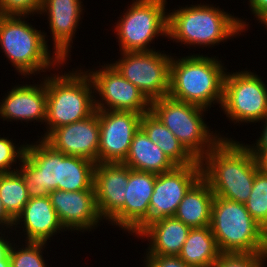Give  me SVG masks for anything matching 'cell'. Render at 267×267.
Returning <instances> with one entry per match:
<instances>
[{
  "label": "cell",
  "instance_id": "obj_26",
  "mask_svg": "<svg viewBox=\"0 0 267 267\" xmlns=\"http://www.w3.org/2000/svg\"><path fill=\"white\" fill-rule=\"evenodd\" d=\"M210 226L191 228L178 257L190 267H214L221 255Z\"/></svg>",
  "mask_w": 267,
  "mask_h": 267
},
{
  "label": "cell",
  "instance_id": "obj_29",
  "mask_svg": "<svg viewBox=\"0 0 267 267\" xmlns=\"http://www.w3.org/2000/svg\"><path fill=\"white\" fill-rule=\"evenodd\" d=\"M13 241L9 252L10 267H47L48 261L45 260L43 252L48 248L46 247L48 243L18 241L21 242L22 245H20L18 242L15 243L16 238Z\"/></svg>",
  "mask_w": 267,
  "mask_h": 267
},
{
  "label": "cell",
  "instance_id": "obj_23",
  "mask_svg": "<svg viewBox=\"0 0 267 267\" xmlns=\"http://www.w3.org/2000/svg\"><path fill=\"white\" fill-rule=\"evenodd\" d=\"M214 196L209 184L201 177L185 194L174 217L190 228L210 226Z\"/></svg>",
  "mask_w": 267,
  "mask_h": 267
},
{
  "label": "cell",
  "instance_id": "obj_24",
  "mask_svg": "<svg viewBox=\"0 0 267 267\" xmlns=\"http://www.w3.org/2000/svg\"><path fill=\"white\" fill-rule=\"evenodd\" d=\"M122 164L133 170L156 174L170 171L176 167L141 128L135 133L127 157Z\"/></svg>",
  "mask_w": 267,
  "mask_h": 267
},
{
  "label": "cell",
  "instance_id": "obj_37",
  "mask_svg": "<svg viewBox=\"0 0 267 267\" xmlns=\"http://www.w3.org/2000/svg\"><path fill=\"white\" fill-rule=\"evenodd\" d=\"M261 133L260 137L255 140L252 144H247L250 150H267V116L261 121Z\"/></svg>",
  "mask_w": 267,
  "mask_h": 267
},
{
  "label": "cell",
  "instance_id": "obj_1",
  "mask_svg": "<svg viewBox=\"0 0 267 267\" xmlns=\"http://www.w3.org/2000/svg\"><path fill=\"white\" fill-rule=\"evenodd\" d=\"M205 3V4H204ZM200 4L178 6L168 11L167 38L181 45L190 47L210 48L227 42L233 37L242 35L249 30L247 18L243 20L229 12L221 10L219 5ZM217 6V7H216ZM181 7V8H180ZM172 11V12H171ZM246 21V22H245ZM247 29V30H246ZM191 45V46H190Z\"/></svg>",
  "mask_w": 267,
  "mask_h": 267
},
{
  "label": "cell",
  "instance_id": "obj_3",
  "mask_svg": "<svg viewBox=\"0 0 267 267\" xmlns=\"http://www.w3.org/2000/svg\"><path fill=\"white\" fill-rule=\"evenodd\" d=\"M27 18L29 16L0 15V48L8 62L15 67L14 70L19 76L21 74L23 78L32 79V75L42 76L41 72L65 67L68 63L51 52L49 35L35 28V25L33 27Z\"/></svg>",
  "mask_w": 267,
  "mask_h": 267
},
{
  "label": "cell",
  "instance_id": "obj_19",
  "mask_svg": "<svg viewBox=\"0 0 267 267\" xmlns=\"http://www.w3.org/2000/svg\"><path fill=\"white\" fill-rule=\"evenodd\" d=\"M28 82L12 86L0 99V119L9 122H26V124L46 121L47 91L44 75L42 81L27 84ZM40 83V84H38Z\"/></svg>",
  "mask_w": 267,
  "mask_h": 267
},
{
  "label": "cell",
  "instance_id": "obj_6",
  "mask_svg": "<svg viewBox=\"0 0 267 267\" xmlns=\"http://www.w3.org/2000/svg\"><path fill=\"white\" fill-rule=\"evenodd\" d=\"M150 110L175 135L184 148L198 161L228 136L211 131L206 124V108L165 96L151 101ZM217 132V133H216Z\"/></svg>",
  "mask_w": 267,
  "mask_h": 267
},
{
  "label": "cell",
  "instance_id": "obj_35",
  "mask_svg": "<svg viewBox=\"0 0 267 267\" xmlns=\"http://www.w3.org/2000/svg\"><path fill=\"white\" fill-rule=\"evenodd\" d=\"M2 231L3 230H0V267H10L9 252H10V248H11V246L13 244L12 240L15 237H12V239H11L6 234V230H4L3 232Z\"/></svg>",
  "mask_w": 267,
  "mask_h": 267
},
{
  "label": "cell",
  "instance_id": "obj_12",
  "mask_svg": "<svg viewBox=\"0 0 267 267\" xmlns=\"http://www.w3.org/2000/svg\"><path fill=\"white\" fill-rule=\"evenodd\" d=\"M27 143L18 171L21 173L29 198L47 197L58 190L59 152L44 139Z\"/></svg>",
  "mask_w": 267,
  "mask_h": 267
},
{
  "label": "cell",
  "instance_id": "obj_8",
  "mask_svg": "<svg viewBox=\"0 0 267 267\" xmlns=\"http://www.w3.org/2000/svg\"><path fill=\"white\" fill-rule=\"evenodd\" d=\"M117 22L114 33L120 52H148L156 37L167 38V0H132ZM167 8V9H166ZM120 18V20H119ZM154 40V41H153Z\"/></svg>",
  "mask_w": 267,
  "mask_h": 267
},
{
  "label": "cell",
  "instance_id": "obj_16",
  "mask_svg": "<svg viewBox=\"0 0 267 267\" xmlns=\"http://www.w3.org/2000/svg\"><path fill=\"white\" fill-rule=\"evenodd\" d=\"M49 198L68 232H92L101 226L100 222H104L97 210L94 189L73 192L54 190L49 193Z\"/></svg>",
  "mask_w": 267,
  "mask_h": 267
},
{
  "label": "cell",
  "instance_id": "obj_2",
  "mask_svg": "<svg viewBox=\"0 0 267 267\" xmlns=\"http://www.w3.org/2000/svg\"><path fill=\"white\" fill-rule=\"evenodd\" d=\"M233 138L221 139L200 161L202 178L215 196L245 204L256 172V159L247 143Z\"/></svg>",
  "mask_w": 267,
  "mask_h": 267
},
{
  "label": "cell",
  "instance_id": "obj_27",
  "mask_svg": "<svg viewBox=\"0 0 267 267\" xmlns=\"http://www.w3.org/2000/svg\"><path fill=\"white\" fill-rule=\"evenodd\" d=\"M95 162L59 152L58 190L81 191L94 189Z\"/></svg>",
  "mask_w": 267,
  "mask_h": 267
},
{
  "label": "cell",
  "instance_id": "obj_22",
  "mask_svg": "<svg viewBox=\"0 0 267 267\" xmlns=\"http://www.w3.org/2000/svg\"><path fill=\"white\" fill-rule=\"evenodd\" d=\"M190 229L174 216L165 217L147 224L135 237L149 242L145 256H178Z\"/></svg>",
  "mask_w": 267,
  "mask_h": 267
},
{
  "label": "cell",
  "instance_id": "obj_38",
  "mask_svg": "<svg viewBox=\"0 0 267 267\" xmlns=\"http://www.w3.org/2000/svg\"><path fill=\"white\" fill-rule=\"evenodd\" d=\"M14 219L6 212V209L0 199V230H7V234L14 233L12 232V228L14 226ZM9 232V233H8Z\"/></svg>",
  "mask_w": 267,
  "mask_h": 267
},
{
  "label": "cell",
  "instance_id": "obj_15",
  "mask_svg": "<svg viewBox=\"0 0 267 267\" xmlns=\"http://www.w3.org/2000/svg\"><path fill=\"white\" fill-rule=\"evenodd\" d=\"M156 176V173L129 168V179L124 194L125 203L107 221L108 224L118 226L119 230L135 237L148 224L149 203Z\"/></svg>",
  "mask_w": 267,
  "mask_h": 267
},
{
  "label": "cell",
  "instance_id": "obj_21",
  "mask_svg": "<svg viewBox=\"0 0 267 267\" xmlns=\"http://www.w3.org/2000/svg\"><path fill=\"white\" fill-rule=\"evenodd\" d=\"M129 167L122 163H96L93 186L100 217L107 221L124 205Z\"/></svg>",
  "mask_w": 267,
  "mask_h": 267
},
{
  "label": "cell",
  "instance_id": "obj_13",
  "mask_svg": "<svg viewBox=\"0 0 267 267\" xmlns=\"http://www.w3.org/2000/svg\"><path fill=\"white\" fill-rule=\"evenodd\" d=\"M202 177L200 161L157 174L149 203L148 224L173 217L189 189Z\"/></svg>",
  "mask_w": 267,
  "mask_h": 267
},
{
  "label": "cell",
  "instance_id": "obj_32",
  "mask_svg": "<svg viewBox=\"0 0 267 267\" xmlns=\"http://www.w3.org/2000/svg\"><path fill=\"white\" fill-rule=\"evenodd\" d=\"M264 253H222L214 267H265Z\"/></svg>",
  "mask_w": 267,
  "mask_h": 267
},
{
  "label": "cell",
  "instance_id": "obj_10",
  "mask_svg": "<svg viewBox=\"0 0 267 267\" xmlns=\"http://www.w3.org/2000/svg\"><path fill=\"white\" fill-rule=\"evenodd\" d=\"M110 64L129 82L139 88L151 102L169 95L172 54L154 50L120 52Z\"/></svg>",
  "mask_w": 267,
  "mask_h": 267
},
{
  "label": "cell",
  "instance_id": "obj_18",
  "mask_svg": "<svg viewBox=\"0 0 267 267\" xmlns=\"http://www.w3.org/2000/svg\"><path fill=\"white\" fill-rule=\"evenodd\" d=\"M99 138V115L95 110L83 120L54 129L44 140L65 155L98 163Z\"/></svg>",
  "mask_w": 267,
  "mask_h": 267
},
{
  "label": "cell",
  "instance_id": "obj_20",
  "mask_svg": "<svg viewBox=\"0 0 267 267\" xmlns=\"http://www.w3.org/2000/svg\"><path fill=\"white\" fill-rule=\"evenodd\" d=\"M16 228H22V232ZM12 230L16 231L15 237L19 235L17 240L20 233L24 232L21 237L25 239L20 241L43 243L51 242L54 235L67 231L59 220L49 196L30 198L21 214L15 219Z\"/></svg>",
  "mask_w": 267,
  "mask_h": 267
},
{
  "label": "cell",
  "instance_id": "obj_28",
  "mask_svg": "<svg viewBox=\"0 0 267 267\" xmlns=\"http://www.w3.org/2000/svg\"><path fill=\"white\" fill-rule=\"evenodd\" d=\"M0 199L6 212L15 220L29 201L24 179L16 170L0 174Z\"/></svg>",
  "mask_w": 267,
  "mask_h": 267
},
{
  "label": "cell",
  "instance_id": "obj_40",
  "mask_svg": "<svg viewBox=\"0 0 267 267\" xmlns=\"http://www.w3.org/2000/svg\"><path fill=\"white\" fill-rule=\"evenodd\" d=\"M264 255L267 259V229L265 230V249H264Z\"/></svg>",
  "mask_w": 267,
  "mask_h": 267
},
{
  "label": "cell",
  "instance_id": "obj_41",
  "mask_svg": "<svg viewBox=\"0 0 267 267\" xmlns=\"http://www.w3.org/2000/svg\"><path fill=\"white\" fill-rule=\"evenodd\" d=\"M258 23L263 24V27L267 29V15Z\"/></svg>",
  "mask_w": 267,
  "mask_h": 267
},
{
  "label": "cell",
  "instance_id": "obj_36",
  "mask_svg": "<svg viewBox=\"0 0 267 267\" xmlns=\"http://www.w3.org/2000/svg\"><path fill=\"white\" fill-rule=\"evenodd\" d=\"M247 4H249V9L257 22H260L267 15V0H249Z\"/></svg>",
  "mask_w": 267,
  "mask_h": 267
},
{
  "label": "cell",
  "instance_id": "obj_11",
  "mask_svg": "<svg viewBox=\"0 0 267 267\" xmlns=\"http://www.w3.org/2000/svg\"><path fill=\"white\" fill-rule=\"evenodd\" d=\"M100 66L85 70L93 83L95 110L132 111L138 114L150 111L151 102L139 88L108 62Z\"/></svg>",
  "mask_w": 267,
  "mask_h": 267
},
{
  "label": "cell",
  "instance_id": "obj_17",
  "mask_svg": "<svg viewBox=\"0 0 267 267\" xmlns=\"http://www.w3.org/2000/svg\"><path fill=\"white\" fill-rule=\"evenodd\" d=\"M82 0H43L40 16H47L52 37V52L64 62L71 59V48L81 16L84 14ZM83 13V14H82ZM54 50V51H53ZM70 58V59H69Z\"/></svg>",
  "mask_w": 267,
  "mask_h": 267
},
{
  "label": "cell",
  "instance_id": "obj_5",
  "mask_svg": "<svg viewBox=\"0 0 267 267\" xmlns=\"http://www.w3.org/2000/svg\"><path fill=\"white\" fill-rule=\"evenodd\" d=\"M59 69L54 70L55 74L44 76L47 91L46 131L40 139H45L56 128L89 117L95 111L94 87L85 69L82 66L69 72H63L62 68L60 72Z\"/></svg>",
  "mask_w": 267,
  "mask_h": 267
},
{
  "label": "cell",
  "instance_id": "obj_7",
  "mask_svg": "<svg viewBox=\"0 0 267 267\" xmlns=\"http://www.w3.org/2000/svg\"><path fill=\"white\" fill-rule=\"evenodd\" d=\"M210 228L221 253H264L265 230L245 204L214 196Z\"/></svg>",
  "mask_w": 267,
  "mask_h": 267
},
{
  "label": "cell",
  "instance_id": "obj_4",
  "mask_svg": "<svg viewBox=\"0 0 267 267\" xmlns=\"http://www.w3.org/2000/svg\"><path fill=\"white\" fill-rule=\"evenodd\" d=\"M170 63L169 96L210 110L222 102L224 79L228 68L222 59L203 54H189ZM223 62V63H222Z\"/></svg>",
  "mask_w": 267,
  "mask_h": 267
},
{
  "label": "cell",
  "instance_id": "obj_31",
  "mask_svg": "<svg viewBox=\"0 0 267 267\" xmlns=\"http://www.w3.org/2000/svg\"><path fill=\"white\" fill-rule=\"evenodd\" d=\"M20 143L16 145V141L14 142L12 138L9 139V137H4V135L1 137L0 135V174L16 171L18 169L17 166H20L27 142L25 143L24 141L19 145ZM14 166H16V169Z\"/></svg>",
  "mask_w": 267,
  "mask_h": 267
},
{
  "label": "cell",
  "instance_id": "obj_25",
  "mask_svg": "<svg viewBox=\"0 0 267 267\" xmlns=\"http://www.w3.org/2000/svg\"><path fill=\"white\" fill-rule=\"evenodd\" d=\"M140 128L176 166L191 165L197 161L151 110L142 114Z\"/></svg>",
  "mask_w": 267,
  "mask_h": 267
},
{
  "label": "cell",
  "instance_id": "obj_39",
  "mask_svg": "<svg viewBox=\"0 0 267 267\" xmlns=\"http://www.w3.org/2000/svg\"><path fill=\"white\" fill-rule=\"evenodd\" d=\"M254 155L258 168L267 174V150H251Z\"/></svg>",
  "mask_w": 267,
  "mask_h": 267
},
{
  "label": "cell",
  "instance_id": "obj_9",
  "mask_svg": "<svg viewBox=\"0 0 267 267\" xmlns=\"http://www.w3.org/2000/svg\"><path fill=\"white\" fill-rule=\"evenodd\" d=\"M250 70L226 72L221 109L229 122L260 123L267 116V84Z\"/></svg>",
  "mask_w": 267,
  "mask_h": 267
},
{
  "label": "cell",
  "instance_id": "obj_34",
  "mask_svg": "<svg viewBox=\"0 0 267 267\" xmlns=\"http://www.w3.org/2000/svg\"><path fill=\"white\" fill-rule=\"evenodd\" d=\"M144 267H190L178 256H145L142 257Z\"/></svg>",
  "mask_w": 267,
  "mask_h": 267
},
{
  "label": "cell",
  "instance_id": "obj_33",
  "mask_svg": "<svg viewBox=\"0 0 267 267\" xmlns=\"http://www.w3.org/2000/svg\"><path fill=\"white\" fill-rule=\"evenodd\" d=\"M42 4L43 0H0V15L38 16Z\"/></svg>",
  "mask_w": 267,
  "mask_h": 267
},
{
  "label": "cell",
  "instance_id": "obj_30",
  "mask_svg": "<svg viewBox=\"0 0 267 267\" xmlns=\"http://www.w3.org/2000/svg\"><path fill=\"white\" fill-rule=\"evenodd\" d=\"M246 210L252 218L267 229V174L258 170L256 172L253 187L248 200L245 203Z\"/></svg>",
  "mask_w": 267,
  "mask_h": 267
},
{
  "label": "cell",
  "instance_id": "obj_14",
  "mask_svg": "<svg viewBox=\"0 0 267 267\" xmlns=\"http://www.w3.org/2000/svg\"><path fill=\"white\" fill-rule=\"evenodd\" d=\"M96 112L100 125L98 163H122L140 128L142 114L114 110Z\"/></svg>",
  "mask_w": 267,
  "mask_h": 267
}]
</instances>
